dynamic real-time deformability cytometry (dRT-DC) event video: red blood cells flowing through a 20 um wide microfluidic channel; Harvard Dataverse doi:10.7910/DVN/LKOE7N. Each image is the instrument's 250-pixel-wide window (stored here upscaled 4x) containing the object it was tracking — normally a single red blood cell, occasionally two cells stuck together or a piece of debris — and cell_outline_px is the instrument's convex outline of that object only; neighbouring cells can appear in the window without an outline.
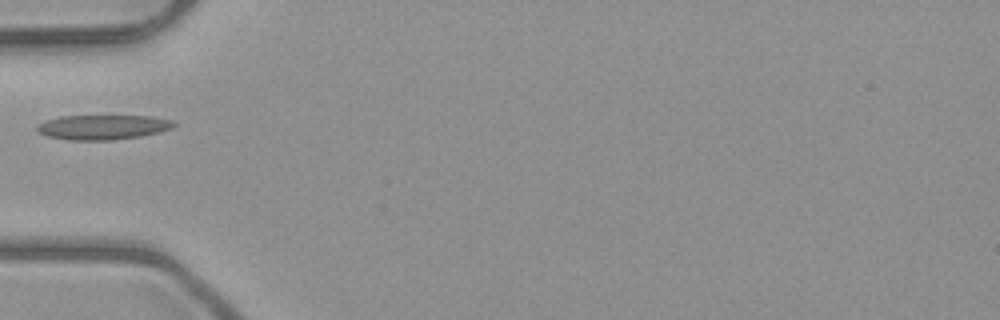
{"species": "common noctule bat (a hibernating species)", "species_latin": "Nyctalus noctula", "temperature_condition": "room temperature", "stored_images_in_passage": 2, "camera_frame_rate_fps": 3000, "um_per_image_px": 0.085, "animal": {"sex": "male", "body_mass_g": 23.1, "forearm_length_mm": 52.7}, "frame": {"image": 1, "passage_image": 1, "time_ms": 0.0, "image_size_px": [1000, 320], "cell_outline_px": [[176, 124], [172, 128], [160, 132], [140, 136], [112, 140], [68, 140], [48, 136], [36, 132], [36, 124], [44, 120], [60, 116], [152, 116], [172, 120]], "centroid_in_image_um": [8.7, 10.8], "position_along_channel_um": 76.3, "area_um2": 19.88}}
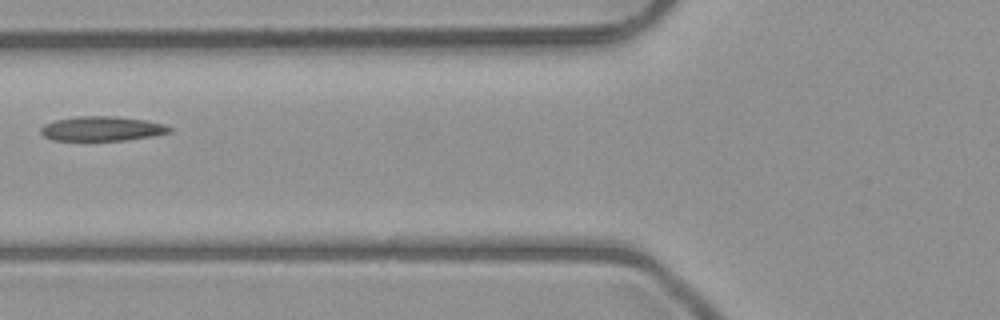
{"frame": {"image": 2, "passage_image": 2, "time_ms": 1.0, "image_size_px": [1000, 320], "cell_outline_px": [[172, 132], [156, 136], [124, 140], [52, 140], [44, 136], [40, 132], [40, 128], [44, 124], [56, 120], [76, 116], [116, 116], [144, 120], [164, 124], [172, 128]], "centroid_in_image_um": [8.69, 10.93], "position_along_channel_um": 117.1, "area_um2": 18.5}}